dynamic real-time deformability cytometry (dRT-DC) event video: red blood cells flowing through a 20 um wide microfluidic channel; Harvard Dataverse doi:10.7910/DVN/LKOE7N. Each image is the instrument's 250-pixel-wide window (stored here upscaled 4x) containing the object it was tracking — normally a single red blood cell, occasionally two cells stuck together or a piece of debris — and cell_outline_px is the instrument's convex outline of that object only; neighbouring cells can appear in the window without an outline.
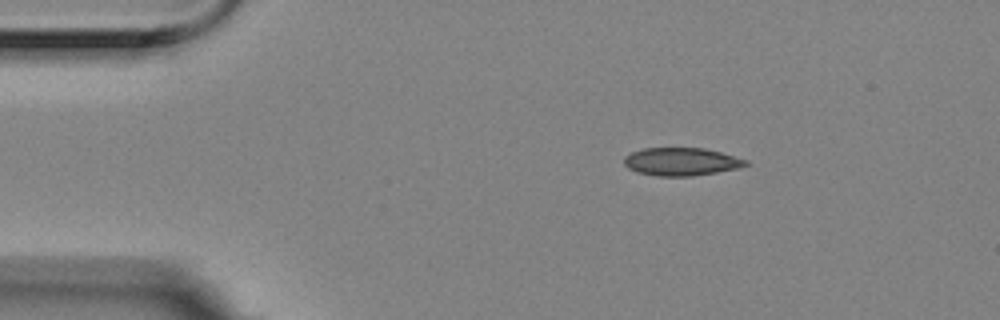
{"species": "Egyptian fruit bat (a non-hibernating species)", "species_latin": "Rousettus aegyptiacus", "temperature_condition": "room temperature", "stored_images_in_passage": 9, "camera_frame_rate_fps": 3000, "um_per_image_px": 0.085, "animal": {"sex": "female"}, "frame": {"image": 1, "passage_image": 1, "time_ms": 0.0, "image_size_px": [1000, 320], "cell_outline_px": [[748, 164], [736, 168], [716, 172], [692, 176], [656, 176], [636, 172], [628, 168], [624, 164], [624, 156], [632, 152], [644, 148], [704, 148], [720, 152], [748, 160]], "centroid_in_image_um": [57.87, 13.74], "position_along_channel_um": 27.1, "area_um2": 19.71}}
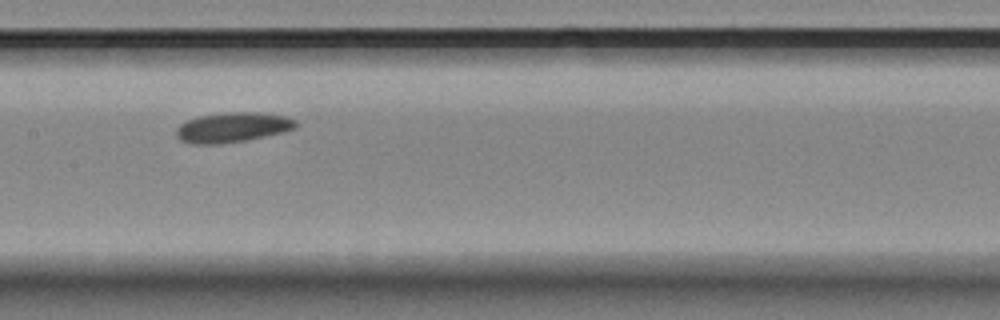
{"frame": {"image": 2, "passage_image": 6, "time_ms": 1.667, "image_size_px": [1000, 320], "cell_outline_px": [[296, 128], [284, 132], [244, 140], [220, 144], [192, 144], [180, 140], [176, 136], [176, 128], [180, 124], [188, 120], [200, 116], [220, 112], [264, 112], [288, 116], [296, 120]], "centroid_in_image_um": [19.78, 10.81], "position_along_channel_um": 187.6, "area_um2": 21.04}}
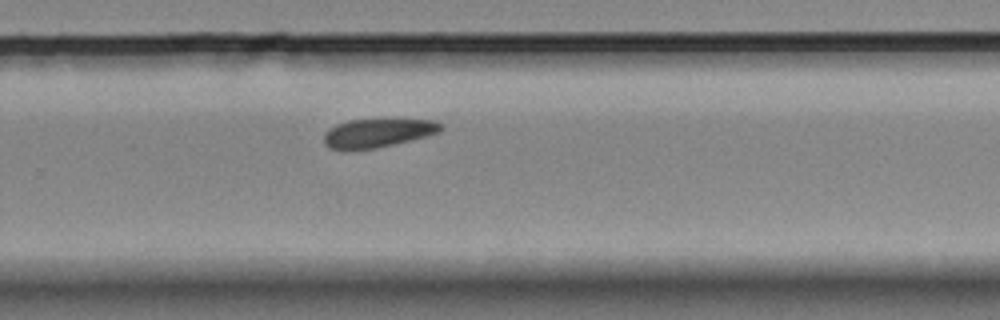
{"frame": {"image": 3, "passage_image": 9, "time_ms": 2.667, "image_size_px": [1000, 320], "cell_outline_px": [[444, 128], [440, 132], [376, 148], [344, 152], [328, 148], [324, 144], [324, 132], [336, 124], [348, 120], [384, 116], [436, 120]], "centroid_in_image_um": [32.07, 11.26], "position_along_channel_um": 297.7, "area_um2": 20.87}}